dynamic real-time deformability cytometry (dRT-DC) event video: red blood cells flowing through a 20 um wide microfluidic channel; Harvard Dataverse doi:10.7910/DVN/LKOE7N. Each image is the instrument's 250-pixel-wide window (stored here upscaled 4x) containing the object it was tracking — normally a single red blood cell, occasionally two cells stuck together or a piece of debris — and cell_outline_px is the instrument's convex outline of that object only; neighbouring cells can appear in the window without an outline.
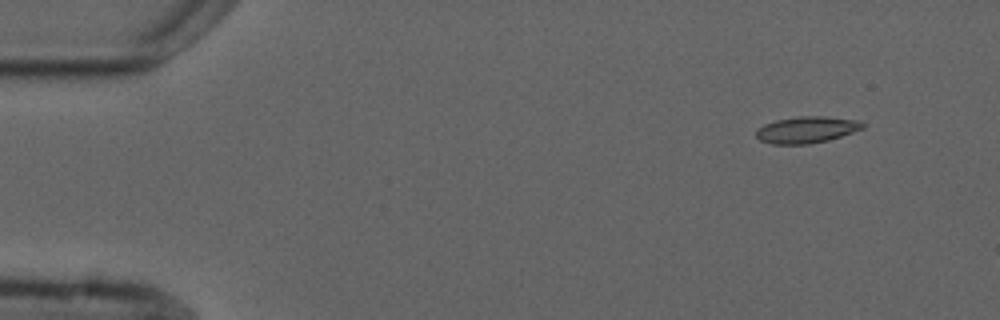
{"species": "common noctule bat (a hibernating species)", "species_latin": "Nyctalus noctula", "temperature_condition": "cold", "stored_images_in_passage": 4, "camera_frame_rate_fps": 3000, "um_per_image_px": 0.085, "animal": {"sex": "male", "forearm_length_mm": 52.5}, "frame": {"image": 1, "passage_image": 1, "time_ms": 0.0, "image_size_px": [1000, 320], "cell_outline_px": [[864, 128], [828, 140], [808, 144], [772, 144], [760, 140], [756, 136], [756, 128], [764, 124], [776, 120], [800, 116], [824, 116], [860, 120], [864, 124]], "centroid_in_image_um": [68.55, 11.02], "position_along_channel_um": 16.5, "area_um2": 16.47}}
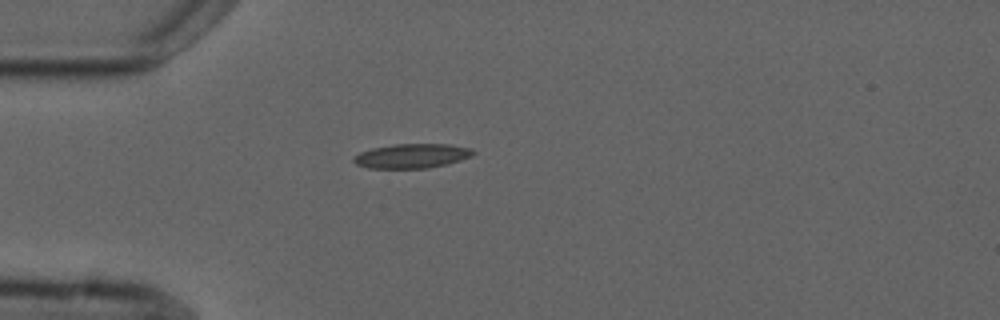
{"frame": {"image": 2, "passage_image": 4, "time_ms": 3.333, "image_size_px": [1000, 320], "cell_outline_px": [[476, 152], [472, 156], [448, 164], [428, 168], [368, 168], [356, 164], [352, 160], [360, 152], [372, 148], [396, 144], [448, 144], [472, 148]], "centroid_in_image_um": [35.04, 13.25], "position_along_channel_um": 50.0, "area_um2": 16.99}}